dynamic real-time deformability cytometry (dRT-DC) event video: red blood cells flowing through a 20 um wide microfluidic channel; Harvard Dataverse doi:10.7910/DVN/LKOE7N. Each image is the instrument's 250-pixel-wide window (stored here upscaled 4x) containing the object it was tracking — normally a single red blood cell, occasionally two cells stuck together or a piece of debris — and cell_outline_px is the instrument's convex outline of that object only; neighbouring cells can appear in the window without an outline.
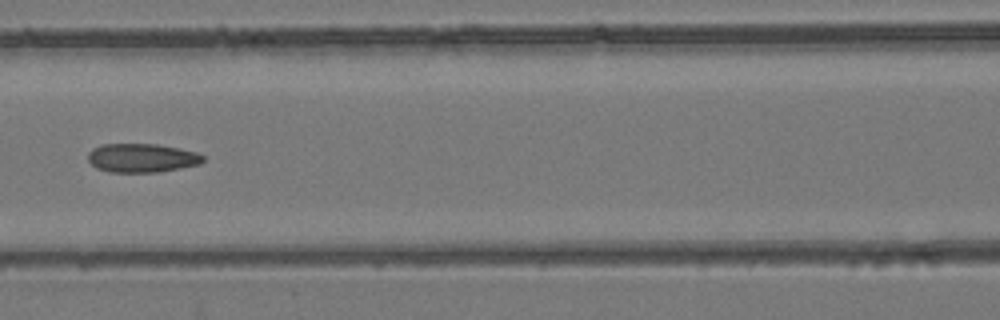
{"species": "common noctule bat (a hibernating species)", "species_latin": "Nyctalus noctula", "temperature_condition": "room temperature", "stored_images_in_passage": 7, "camera_frame_rate_fps": 3000, "um_per_image_px": 0.085, "animal": {"sex": "female", "body_mass_g": 24.6, "forearm_length_mm": 56.2}, "frame": {"image": 1, "passage_image": 6, "time_ms": 1.667, "image_size_px": [1000, 320], "cell_outline_px": [[204, 160], [200, 164], [180, 168], [156, 172], [108, 172], [96, 168], [88, 160], [88, 152], [92, 148], [100, 144], [156, 144], [180, 148], [196, 152], [204, 156]], "centroid_in_image_um": [12.04, 13.42], "position_along_channel_um": 154.6, "area_um2": 19.42}}
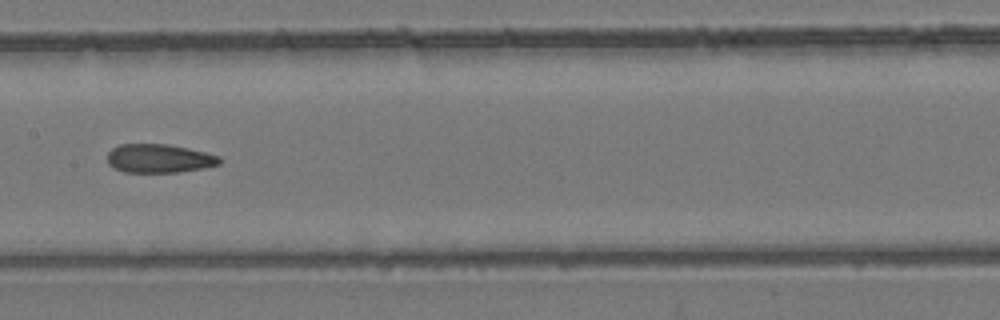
{"frame": {"image": 2, "passage_image": 7, "time_ms": 2.0, "image_size_px": [1000, 320], "cell_outline_px": [[220, 164], [204, 168], [180, 172], [124, 172], [112, 168], [108, 164], [108, 152], [112, 148], [120, 144], [168, 144], [188, 148], [220, 156]], "centroid_in_image_um": [13.51, 13.47], "position_along_channel_um": 193.9, "area_um2": 18.84}}